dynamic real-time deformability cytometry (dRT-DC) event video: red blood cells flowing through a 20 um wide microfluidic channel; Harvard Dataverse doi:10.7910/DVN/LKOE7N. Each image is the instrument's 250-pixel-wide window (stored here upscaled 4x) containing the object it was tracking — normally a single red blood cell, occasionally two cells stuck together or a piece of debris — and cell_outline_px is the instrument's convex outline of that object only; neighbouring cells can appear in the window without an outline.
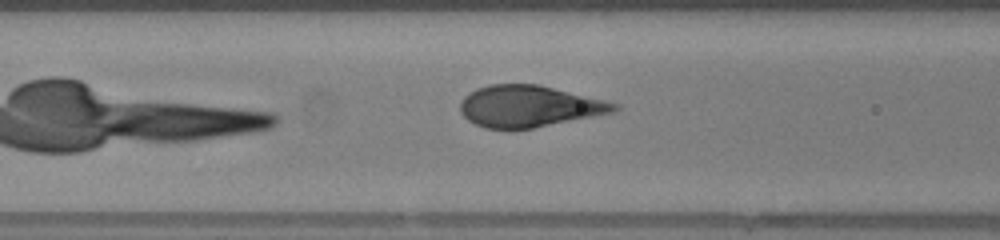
{"species": "human", "species_latin": "Homo sapiens", "temperature_condition": "warm", "stored_images_in_passage": 32, "camera_frame_rate_fps": 3000, "um_per_image_px": 0.085, "donor": {"sex": "female"}, "frame": {"image": 1, "passage_image": 7, "time_ms": 2.0, "image_size_px": [1000, 240], "cell_outline_px": [[620, 108], [612, 112], [532, 128], [484, 128], [468, 120], [460, 112], [460, 100], [464, 96], [476, 88], [488, 84], [536, 84], [604, 100], [620, 104]], "centroid_in_image_um": [44.91, 9.02], "position_along_channel_um": 121.7, "area_um2": 36.76}}
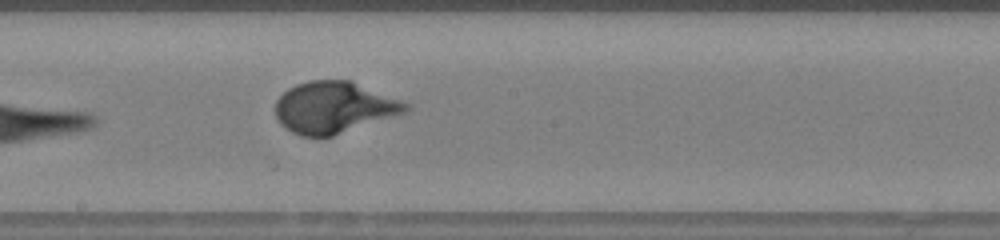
{"frame": {"image": 2, "passage_image": 14, "time_ms": 4.333, "image_size_px": [1000, 240], "cell_outline_px": [[412, 108], [408, 112], [332, 136], [300, 136], [292, 132], [280, 124], [276, 116], [276, 100], [288, 88], [296, 84], [308, 80], [352, 80], [412, 104]], "centroid_in_image_um": [28.43, 9.12], "position_along_channel_um": 219.8, "area_um2": 39.48}}
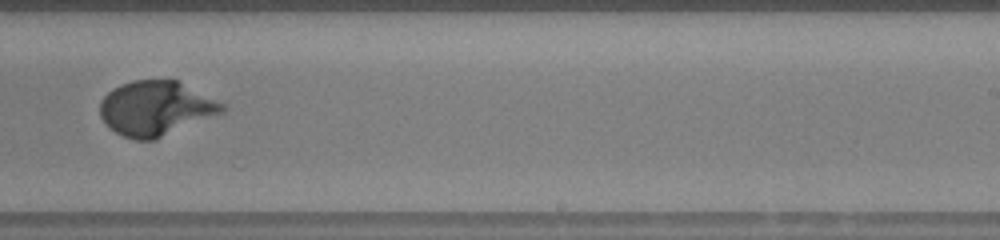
{"frame": {"image": 3, "passage_image": 18, "time_ms": 5.667, "image_size_px": [1000, 240], "cell_outline_px": [[228, 108], [224, 112], [156, 140], [136, 140], [124, 136], [108, 128], [100, 116], [100, 100], [112, 88], [120, 84], [132, 80], [180, 80], [224, 104]], "centroid_in_image_um": [13.25, 9.21], "position_along_channel_um": 275.8, "area_um2": 39.3}, "authors_computed_cell_mechanics": {"area_um2": 38.5815, "velocity_mm_per_s": 4.2115, "shape_relaxation_time_tau1_ms": 3.429, "shape_relaxation_time_tau2_ms": null, "deformation_change_tau1": 0.2442, "deformation_change_tau2": null}}